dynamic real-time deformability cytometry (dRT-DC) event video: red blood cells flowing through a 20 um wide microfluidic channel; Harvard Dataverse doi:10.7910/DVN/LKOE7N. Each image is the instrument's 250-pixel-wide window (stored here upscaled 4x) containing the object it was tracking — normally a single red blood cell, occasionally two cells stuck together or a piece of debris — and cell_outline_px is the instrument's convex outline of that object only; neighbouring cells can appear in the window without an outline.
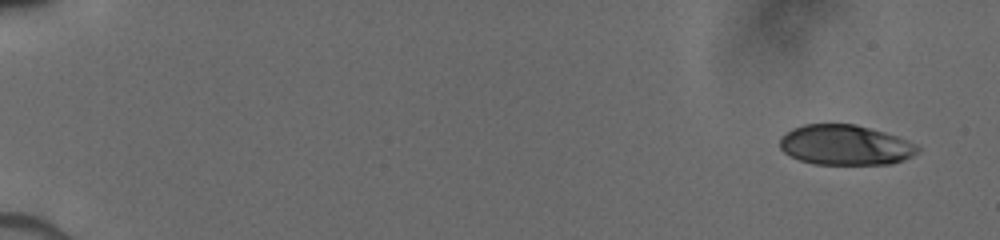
{"species": "human", "species_latin": "Homo sapiens", "temperature_condition": "cold", "stored_images_in_passage": 12, "camera_frame_rate_fps": 3000, "um_per_image_px": 0.085, "donor": {"sex": "male"}, "frame": {"image": 1, "passage_image": 1, "time_ms": 0.0, "image_size_px": [1000, 240], "cell_outline_px": [[920, 148], [912, 156], [904, 160], [892, 164], [816, 164], [800, 160], [784, 152], [780, 148], [780, 140], [792, 128], [804, 124], [856, 124], [884, 132], [896, 136], [916, 144]], "centroid_in_image_um": [71.86, 12.33], "position_along_channel_um": 13.1, "area_um2": 32.02}}
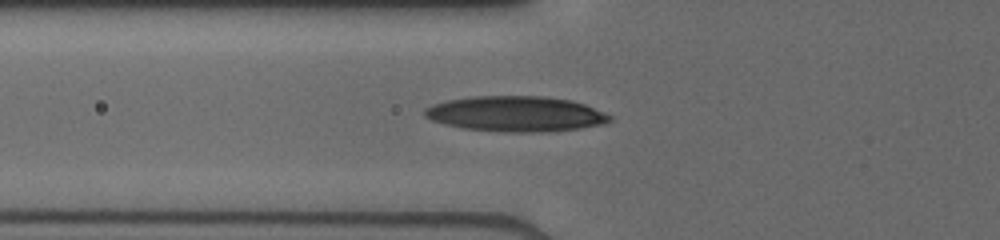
{"frame": {"image": 2, "passage_image": 10, "time_ms": 6.0, "image_size_px": [1000, 240], "cell_outline_px": [[612, 120], [608, 124], [580, 128], [548, 132], [500, 132], [460, 128], [444, 124], [432, 120], [424, 116], [424, 108], [432, 104], [448, 100], [476, 96], [544, 96], [572, 100], [584, 104], [604, 112], [612, 116]], "centroid_in_image_um": [43.86, 9.69], "position_along_channel_um": 81.9, "area_um2": 38.61}}
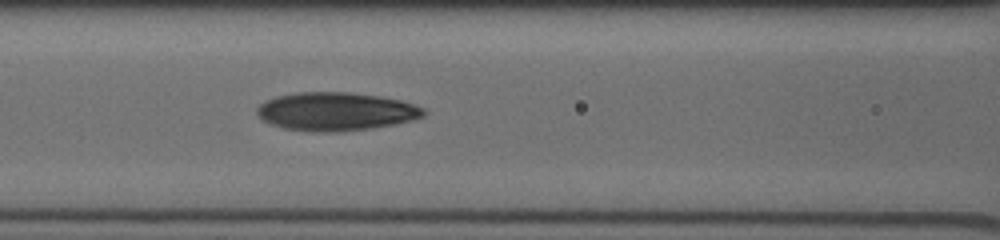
{"frame": {"image": 3, "passage_image": 12, "time_ms": 7.333, "image_size_px": [1000, 240], "cell_outline_px": [[428, 112], [424, 116], [412, 120], [372, 128], [340, 132], [308, 132], [284, 128], [272, 124], [264, 120], [256, 112], [256, 108], [264, 100], [276, 96], [300, 92], [348, 92], [380, 96], [400, 100], [424, 108]], "centroid_in_image_um": [28.54, 9.48], "position_along_channel_um": 138.1, "area_um2": 37.34}}